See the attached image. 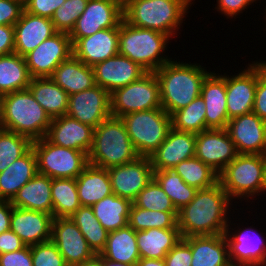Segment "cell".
Listing matches in <instances>:
<instances>
[{
    "mask_svg": "<svg viewBox=\"0 0 266 266\" xmlns=\"http://www.w3.org/2000/svg\"><path fill=\"white\" fill-rule=\"evenodd\" d=\"M230 202L233 200L219 182L210 188L197 190L194 199L178 211L181 237L224 234L230 221L227 217L231 211Z\"/></svg>",
    "mask_w": 266,
    "mask_h": 266,
    "instance_id": "obj_1",
    "label": "cell"
},
{
    "mask_svg": "<svg viewBox=\"0 0 266 266\" xmlns=\"http://www.w3.org/2000/svg\"><path fill=\"white\" fill-rule=\"evenodd\" d=\"M198 63H183L175 59L155 71L160 86L162 108L171 115L188 106L201 93V87L209 74Z\"/></svg>",
    "mask_w": 266,
    "mask_h": 266,
    "instance_id": "obj_2",
    "label": "cell"
},
{
    "mask_svg": "<svg viewBox=\"0 0 266 266\" xmlns=\"http://www.w3.org/2000/svg\"><path fill=\"white\" fill-rule=\"evenodd\" d=\"M52 118L35 100L29 89L0 97V127L29 138L46 136Z\"/></svg>",
    "mask_w": 266,
    "mask_h": 266,
    "instance_id": "obj_3",
    "label": "cell"
},
{
    "mask_svg": "<svg viewBox=\"0 0 266 266\" xmlns=\"http://www.w3.org/2000/svg\"><path fill=\"white\" fill-rule=\"evenodd\" d=\"M193 0H131L123 6V19L138 28L177 35Z\"/></svg>",
    "mask_w": 266,
    "mask_h": 266,
    "instance_id": "obj_4",
    "label": "cell"
},
{
    "mask_svg": "<svg viewBox=\"0 0 266 266\" xmlns=\"http://www.w3.org/2000/svg\"><path fill=\"white\" fill-rule=\"evenodd\" d=\"M138 157L121 117L111 115L94 128L89 164L108 169L133 162Z\"/></svg>",
    "mask_w": 266,
    "mask_h": 266,
    "instance_id": "obj_5",
    "label": "cell"
},
{
    "mask_svg": "<svg viewBox=\"0 0 266 266\" xmlns=\"http://www.w3.org/2000/svg\"><path fill=\"white\" fill-rule=\"evenodd\" d=\"M169 39L168 35L161 32L138 28L122 19L119 25L118 54L130 58L147 72H155L172 60L163 54Z\"/></svg>",
    "mask_w": 266,
    "mask_h": 266,
    "instance_id": "obj_6",
    "label": "cell"
},
{
    "mask_svg": "<svg viewBox=\"0 0 266 266\" xmlns=\"http://www.w3.org/2000/svg\"><path fill=\"white\" fill-rule=\"evenodd\" d=\"M218 182L232 200L238 198L248 201L253 196L262 195L266 191L263 156L238 154L219 173Z\"/></svg>",
    "mask_w": 266,
    "mask_h": 266,
    "instance_id": "obj_7",
    "label": "cell"
},
{
    "mask_svg": "<svg viewBox=\"0 0 266 266\" xmlns=\"http://www.w3.org/2000/svg\"><path fill=\"white\" fill-rule=\"evenodd\" d=\"M132 145L141 157H149L166 139L171 116L161 107L121 117Z\"/></svg>",
    "mask_w": 266,
    "mask_h": 266,
    "instance_id": "obj_8",
    "label": "cell"
},
{
    "mask_svg": "<svg viewBox=\"0 0 266 266\" xmlns=\"http://www.w3.org/2000/svg\"><path fill=\"white\" fill-rule=\"evenodd\" d=\"M32 148L37 158L38 173L52 179H76L89 164L87 153L54 145L45 137L32 141Z\"/></svg>",
    "mask_w": 266,
    "mask_h": 266,
    "instance_id": "obj_9",
    "label": "cell"
},
{
    "mask_svg": "<svg viewBox=\"0 0 266 266\" xmlns=\"http://www.w3.org/2000/svg\"><path fill=\"white\" fill-rule=\"evenodd\" d=\"M111 115L126 114L161 108L160 86L155 72H147L140 79L110 94Z\"/></svg>",
    "mask_w": 266,
    "mask_h": 266,
    "instance_id": "obj_10",
    "label": "cell"
},
{
    "mask_svg": "<svg viewBox=\"0 0 266 266\" xmlns=\"http://www.w3.org/2000/svg\"><path fill=\"white\" fill-rule=\"evenodd\" d=\"M73 55L68 33L56 32L24 56L32 78H50L54 70Z\"/></svg>",
    "mask_w": 266,
    "mask_h": 266,
    "instance_id": "obj_11",
    "label": "cell"
},
{
    "mask_svg": "<svg viewBox=\"0 0 266 266\" xmlns=\"http://www.w3.org/2000/svg\"><path fill=\"white\" fill-rule=\"evenodd\" d=\"M123 6L116 0H88L84 12L69 33L72 44L80 38L109 28H119Z\"/></svg>",
    "mask_w": 266,
    "mask_h": 266,
    "instance_id": "obj_12",
    "label": "cell"
},
{
    "mask_svg": "<svg viewBox=\"0 0 266 266\" xmlns=\"http://www.w3.org/2000/svg\"><path fill=\"white\" fill-rule=\"evenodd\" d=\"M107 170L112 192L132 202L154 178V169L149 157L139 156L133 162L114 166Z\"/></svg>",
    "mask_w": 266,
    "mask_h": 266,
    "instance_id": "obj_13",
    "label": "cell"
},
{
    "mask_svg": "<svg viewBox=\"0 0 266 266\" xmlns=\"http://www.w3.org/2000/svg\"><path fill=\"white\" fill-rule=\"evenodd\" d=\"M66 115L96 128L111 116L110 93L99 85H94L87 90L69 95Z\"/></svg>",
    "mask_w": 266,
    "mask_h": 266,
    "instance_id": "obj_14",
    "label": "cell"
},
{
    "mask_svg": "<svg viewBox=\"0 0 266 266\" xmlns=\"http://www.w3.org/2000/svg\"><path fill=\"white\" fill-rule=\"evenodd\" d=\"M238 155L227 129H208L196 134L195 157L219 174Z\"/></svg>",
    "mask_w": 266,
    "mask_h": 266,
    "instance_id": "obj_15",
    "label": "cell"
},
{
    "mask_svg": "<svg viewBox=\"0 0 266 266\" xmlns=\"http://www.w3.org/2000/svg\"><path fill=\"white\" fill-rule=\"evenodd\" d=\"M231 221L224 233L229 249V258L232 265L266 266V241L261 238L256 229L251 226L230 231ZM243 229V230H242ZM264 242V243H263Z\"/></svg>",
    "mask_w": 266,
    "mask_h": 266,
    "instance_id": "obj_16",
    "label": "cell"
},
{
    "mask_svg": "<svg viewBox=\"0 0 266 266\" xmlns=\"http://www.w3.org/2000/svg\"><path fill=\"white\" fill-rule=\"evenodd\" d=\"M51 241L67 266H77L95 255L78 226L69 218H54Z\"/></svg>",
    "mask_w": 266,
    "mask_h": 266,
    "instance_id": "obj_17",
    "label": "cell"
},
{
    "mask_svg": "<svg viewBox=\"0 0 266 266\" xmlns=\"http://www.w3.org/2000/svg\"><path fill=\"white\" fill-rule=\"evenodd\" d=\"M227 131L238 154H259L266 151V122L251 112L229 119Z\"/></svg>",
    "mask_w": 266,
    "mask_h": 266,
    "instance_id": "obj_18",
    "label": "cell"
},
{
    "mask_svg": "<svg viewBox=\"0 0 266 266\" xmlns=\"http://www.w3.org/2000/svg\"><path fill=\"white\" fill-rule=\"evenodd\" d=\"M257 86V64L252 61L237 75H226V98L228 118L249 114L254 107Z\"/></svg>",
    "mask_w": 266,
    "mask_h": 266,
    "instance_id": "obj_19",
    "label": "cell"
},
{
    "mask_svg": "<svg viewBox=\"0 0 266 266\" xmlns=\"http://www.w3.org/2000/svg\"><path fill=\"white\" fill-rule=\"evenodd\" d=\"M92 68L95 84L110 94L115 89L126 86L147 73L139 64L120 54L99 62Z\"/></svg>",
    "mask_w": 266,
    "mask_h": 266,
    "instance_id": "obj_20",
    "label": "cell"
},
{
    "mask_svg": "<svg viewBox=\"0 0 266 266\" xmlns=\"http://www.w3.org/2000/svg\"><path fill=\"white\" fill-rule=\"evenodd\" d=\"M196 134L170 128L166 139L149 158L154 171L174 168L195 156Z\"/></svg>",
    "mask_w": 266,
    "mask_h": 266,
    "instance_id": "obj_21",
    "label": "cell"
},
{
    "mask_svg": "<svg viewBox=\"0 0 266 266\" xmlns=\"http://www.w3.org/2000/svg\"><path fill=\"white\" fill-rule=\"evenodd\" d=\"M94 128L67 116L52 119L45 138L54 145L76 149L87 154L93 145Z\"/></svg>",
    "mask_w": 266,
    "mask_h": 266,
    "instance_id": "obj_22",
    "label": "cell"
},
{
    "mask_svg": "<svg viewBox=\"0 0 266 266\" xmlns=\"http://www.w3.org/2000/svg\"><path fill=\"white\" fill-rule=\"evenodd\" d=\"M53 215L43 211L17 208L13 206L10 229L26 246L51 240Z\"/></svg>",
    "mask_w": 266,
    "mask_h": 266,
    "instance_id": "obj_23",
    "label": "cell"
},
{
    "mask_svg": "<svg viewBox=\"0 0 266 266\" xmlns=\"http://www.w3.org/2000/svg\"><path fill=\"white\" fill-rule=\"evenodd\" d=\"M201 97L206 109V126L209 129H226L229 118L226 98V73L211 72L201 87Z\"/></svg>",
    "mask_w": 266,
    "mask_h": 266,
    "instance_id": "obj_24",
    "label": "cell"
},
{
    "mask_svg": "<svg viewBox=\"0 0 266 266\" xmlns=\"http://www.w3.org/2000/svg\"><path fill=\"white\" fill-rule=\"evenodd\" d=\"M119 28L97 31L91 36L77 39L73 44V56L87 66L95 64L118 54Z\"/></svg>",
    "mask_w": 266,
    "mask_h": 266,
    "instance_id": "obj_25",
    "label": "cell"
},
{
    "mask_svg": "<svg viewBox=\"0 0 266 266\" xmlns=\"http://www.w3.org/2000/svg\"><path fill=\"white\" fill-rule=\"evenodd\" d=\"M56 32L50 18L28 13L24 9L14 25V53L24 57Z\"/></svg>",
    "mask_w": 266,
    "mask_h": 266,
    "instance_id": "obj_26",
    "label": "cell"
},
{
    "mask_svg": "<svg viewBox=\"0 0 266 266\" xmlns=\"http://www.w3.org/2000/svg\"><path fill=\"white\" fill-rule=\"evenodd\" d=\"M191 248V266H231L224 234L183 238Z\"/></svg>",
    "mask_w": 266,
    "mask_h": 266,
    "instance_id": "obj_27",
    "label": "cell"
},
{
    "mask_svg": "<svg viewBox=\"0 0 266 266\" xmlns=\"http://www.w3.org/2000/svg\"><path fill=\"white\" fill-rule=\"evenodd\" d=\"M37 173V158L31 147L22 157L0 173V200L11 201Z\"/></svg>",
    "mask_w": 266,
    "mask_h": 266,
    "instance_id": "obj_28",
    "label": "cell"
},
{
    "mask_svg": "<svg viewBox=\"0 0 266 266\" xmlns=\"http://www.w3.org/2000/svg\"><path fill=\"white\" fill-rule=\"evenodd\" d=\"M51 184L52 178L37 173L10 202L17 208L43 211L53 215Z\"/></svg>",
    "mask_w": 266,
    "mask_h": 266,
    "instance_id": "obj_29",
    "label": "cell"
},
{
    "mask_svg": "<svg viewBox=\"0 0 266 266\" xmlns=\"http://www.w3.org/2000/svg\"><path fill=\"white\" fill-rule=\"evenodd\" d=\"M76 183L81 206L92 207L113 194L109 172L105 168L88 164L76 178Z\"/></svg>",
    "mask_w": 266,
    "mask_h": 266,
    "instance_id": "obj_30",
    "label": "cell"
},
{
    "mask_svg": "<svg viewBox=\"0 0 266 266\" xmlns=\"http://www.w3.org/2000/svg\"><path fill=\"white\" fill-rule=\"evenodd\" d=\"M50 78L69 95L96 85L93 68L73 55L68 60L63 61Z\"/></svg>",
    "mask_w": 266,
    "mask_h": 266,
    "instance_id": "obj_31",
    "label": "cell"
},
{
    "mask_svg": "<svg viewBox=\"0 0 266 266\" xmlns=\"http://www.w3.org/2000/svg\"><path fill=\"white\" fill-rule=\"evenodd\" d=\"M100 255L113 262L136 265L140 260L136 231L127 225L124 228L109 232L105 247Z\"/></svg>",
    "mask_w": 266,
    "mask_h": 266,
    "instance_id": "obj_32",
    "label": "cell"
},
{
    "mask_svg": "<svg viewBox=\"0 0 266 266\" xmlns=\"http://www.w3.org/2000/svg\"><path fill=\"white\" fill-rule=\"evenodd\" d=\"M136 238L140 258L164 259L182 237L179 229L151 228L137 231Z\"/></svg>",
    "mask_w": 266,
    "mask_h": 266,
    "instance_id": "obj_33",
    "label": "cell"
},
{
    "mask_svg": "<svg viewBox=\"0 0 266 266\" xmlns=\"http://www.w3.org/2000/svg\"><path fill=\"white\" fill-rule=\"evenodd\" d=\"M28 89L52 119L66 115L69 94L51 78H31Z\"/></svg>",
    "mask_w": 266,
    "mask_h": 266,
    "instance_id": "obj_34",
    "label": "cell"
},
{
    "mask_svg": "<svg viewBox=\"0 0 266 266\" xmlns=\"http://www.w3.org/2000/svg\"><path fill=\"white\" fill-rule=\"evenodd\" d=\"M131 206V200L113 193L95 203L92 209L101 225L111 232L128 225Z\"/></svg>",
    "mask_w": 266,
    "mask_h": 266,
    "instance_id": "obj_35",
    "label": "cell"
},
{
    "mask_svg": "<svg viewBox=\"0 0 266 266\" xmlns=\"http://www.w3.org/2000/svg\"><path fill=\"white\" fill-rule=\"evenodd\" d=\"M31 78L23 56L16 53L0 56V97L28 89Z\"/></svg>",
    "mask_w": 266,
    "mask_h": 266,
    "instance_id": "obj_36",
    "label": "cell"
},
{
    "mask_svg": "<svg viewBox=\"0 0 266 266\" xmlns=\"http://www.w3.org/2000/svg\"><path fill=\"white\" fill-rule=\"evenodd\" d=\"M51 197L54 218H69L81 207L76 179H52Z\"/></svg>",
    "mask_w": 266,
    "mask_h": 266,
    "instance_id": "obj_37",
    "label": "cell"
},
{
    "mask_svg": "<svg viewBox=\"0 0 266 266\" xmlns=\"http://www.w3.org/2000/svg\"><path fill=\"white\" fill-rule=\"evenodd\" d=\"M70 219L78 226L93 252L100 254L105 247L109 232L95 217L92 207L81 206Z\"/></svg>",
    "mask_w": 266,
    "mask_h": 266,
    "instance_id": "obj_38",
    "label": "cell"
},
{
    "mask_svg": "<svg viewBox=\"0 0 266 266\" xmlns=\"http://www.w3.org/2000/svg\"><path fill=\"white\" fill-rule=\"evenodd\" d=\"M154 179L178 211L194 199L197 189L187 185L174 168L154 171Z\"/></svg>",
    "mask_w": 266,
    "mask_h": 266,
    "instance_id": "obj_39",
    "label": "cell"
},
{
    "mask_svg": "<svg viewBox=\"0 0 266 266\" xmlns=\"http://www.w3.org/2000/svg\"><path fill=\"white\" fill-rule=\"evenodd\" d=\"M128 225L136 232L151 228L179 229L178 212L145 210L132 204Z\"/></svg>",
    "mask_w": 266,
    "mask_h": 266,
    "instance_id": "obj_40",
    "label": "cell"
},
{
    "mask_svg": "<svg viewBox=\"0 0 266 266\" xmlns=\"http://www.w3.org/2000/svg\"><path fill=\"white\" fill-rule=\"evenodd\" d=\"M206 109L203 98L199 95L188 106L183 107L171 116V127L185 132L200 133L208 130L206 126Z\"/></svg>",
    "mask_w": 266,
    "mask_h": 266,
    "instance_id": "obj_41",
    "label": "cell"
},
{
    "mask_svg": "<svg viewBox=\"0 0 266 266\" xmlns=\"http://www.w3.org/2000/svg\"><path fill=\"white\" fill-rule=\"evenodd\" d=\"M174 169L187 185L197 190L207 189L218 183L219 174L195 156L180 162Z\"/></svg>",
    "mask_w": 266,
    "mask_h": 266,
    "instance_id": "obj_42",
    "label": "cell"
},
{
    "mask_svg": "<svg viewBox=\"0 0 266 266\" xmlns=\"http://www.w3.org/2000/svg\"><path fill=\"white\" fill-rule=\"evenodd\" d=\"M32 147V141L0 127V173Z\"/></svg>",
    "mask_w": 266,
    "mask_h": 266,
    "instance_id": "obj_43",
    "label": "cell"
},
{
    "mask_svg": "<svg viewBox=\"0 0 266 266\" xmlns=\"http://www.w3.org/2000/svg\"><path fill=\"white\" fill-rule=\"evenodd\" d=\"M132 204L145 210L178 212L161 186L153 180L136 196Z\"/></svg>",
    "mask_w": 266,
    "mask_h": 266,
    "instance_id": "obj_44",
    "label": "cell"
},
{
    "mask_svg": "<svg viewBox=\"0 0 266 266\" xmlns=\"http://www.w3.org/2000/svg\"><path fill=\"white\" fill-rule=\"evenodd\" d=\"M87 2L88 0H66L51 17L55 30L69 34L84 12Z\"/></svg>",
    "mask_w": 266,
    "mask_h": 266,
    "instance_id": "obj_45",
    "label": "cell"
},
{
    "mask_svg": "<svg viewBox=\"0 0 266 266\" xmlns=\"http://www.w3.org/2000/svg\"><path fill=\"white\" fill-rule=\"evenodd\" d=\"M33 266H67L58 247L50 240L31 246Z\"/></svg>",
    "mask_w": 266,
    "mask_h": 266,
    "instance_id": "obj_46",
    "label": "cell"
},
{
    "mask_svg": "<svg viewBox=\"0 0 266 266\" xmlns=\"http://www.w3.org/2000/svg\"><path fill=\"white\" fill-rule=\"evenodd\" d=\"M192 253L190 245L181 238L164 258L166 266H191Z\"/></svg>",
    "mask_w": 266,
    "mask_h": 266,
    "instance_id": "obj_47",
    "label": "cell"
},
{
    "mask_svg": "<svg viewBox=\"0 0 266 266\" xmlns=\"http://www.w3.org/2000/svg\"><path fill=\"white\" fill-rule=\"evenodd\" d=\"M24 9V0H0V25L14 26Z\"/></svg>",
    "mask_w": 266,
    "mask_h": 266,
    "instance_id": "obj_48",
    "label": "cell"
},
{
    "mask_svg": "<svg viewBox=\"0 0 266 266\" xmlns=\"http://www.w3.org/2000/svg\"><path fill=\"white\" fill-rule=\"evenodd\" d=\"M66 0H24V8L28 13L50 18L58 7Z\"/></svg>",
    "mask_w": 266,
    "mask_h": 266,
    "instance_id": "obj_49",
    "label": "cell"
},
{
    "mask_svg": "<svg viewBox=\"0 0 266 266\" xmlns=\"http://www.w3.org/2000/svg\"><path fill=\"white\" fill-rule=\"evenodd\" d=\"M253 113L266 122V76L257 65V86L254 98Z\"/></svg>",
    "mask_w": 266,
    "mask_h": 266,
    "instance_id": "obj_50",
    "label": "cell"
},
{
    "mask_svg": "<svg viewBox=\"0 0 266 266\" xmlns=\"http://www.w3.org/2000/svg\"><path fill=\"white\" fill-rule=\"evenodd\" d=\"M0 266H33L31 246L0 254Z\"/></svg>",
    "mask_w": 266,
    "mask_h": 266,
    "instance_id": "obj_51",
    "label": "cell"
},
{
    "mask_svg": "<svg viewBox=\"0 0 266 266\" xmlns=\"http://www.w3.org/2000/svg\"><path fill=\"white\" fill-rule=\"evenodd\" d=\"M218 12L227 16V18H235L240 13H243L245 9L249 8L248 6L257 0H216ZM259 1V0H258Z\"/></svg>",
    "mask_w": 266,
    "mask_h": 266,
    "instance_id": "obj_52",
    "label": "cell"
},
{
    "mask_svg": "<svg viewBox=\"0 0 266 266\" xmlns=\"http://www.w3.org/2000/svg\"><path fill=\"white\" fill-rule=\"evenodd\" d=\"M24 247L25 243L11 229L0 234V254L21 250Z\"/></svg>",
    "mask_w": 266,
    "mask_h": 266,
    "instance_id": "obj_53",
    "label": "cell"
},
{
    "mask_svg": "<svg viewBox=\"0 0 266 266\" xmlns=\"http://www.w3.org/2000/svg\"><path fill=\"white\" fill-rule=\"evenodd\" d=\"M14 53V26L0 25V56Z\"/></svg>",
    "mask_w": 266,
    "mask_h": 266,
    "instance_id": "obj_54",
    "label": "cell"
},
{
    "mask_svg": "<svg viewBox=\"0 0 266 266\" xmlns=\"http://www.w3.org/2000/svg\"><path fill=\"white\" fill-rule=\"evenodd\" d=\"M12 209L10 201L0 200V234L10 230Z\"/></svg>",
    "mask_w": 266,
    "mask_h": 266,
    "instance_id": "obj_55",
    "label": "cell"
},
{
    "mask_svg": "<svg viewBox=\"0 0 266 266\" xmlns=\"http://www.w3.org/2000/svg\"><path fill=\"white\" fill-rule=\"evenodd\" d=\"M136 266H166L164 259L140 258Z\"/></svg>",
    "mask_w": 266,
    "mask_h": 266,
    "instance_id": "obj_56",
    "label": "cell"
},
{
    "mask_svg": "<svg viewBox=\"0 0 266 266\" xmlns=\"http://www.w3.org/2000/svg\"><path fill=\"white\" fill-rule=\"evenodd\" d=\"M77 266H103V256L100 254H95L88 260H85L83 263Z\"/></svg>",
    "mask_w": 266,
    "mask_h": 266,
    "instance_id": "obj_57",
    "label": "cell"
},
{
    "mask_svg": "<svg viewBox=\"0 0 266 266\" xmlns=\"http://www.w3.org/2000/svg\"><path fill=\"white\" fill-rule=\"evenodd\" d=\"M103 266H136V265H128L120 262H113L103 257Z\"/></svg>",
    "mask_w": 266,
    "mask_h": 266,
    "instance_id": "obj_58",
    "label": "cell"
},
{
    "mask_svg": "<svg viewBox=\"0 0 266 266\" xmlns=\"http://www.w3.org/2000/svg\"><path fill=\"white\" fill-rule=\"evenodd\" d=\"M257 65H258V67L261 69V72L266 76V61H256L255 62Z\"/></svg>",
    "mask_w": 266,
    "mask_h": 266,
    "instance_id": "obj_59",
    "label": "cell"
},
{
    "mask_svg": "<svg viewBox=\"0 0 266 266\" xmlns=\"http://www.w3.org/2000/svg\"><path fill=\"white\" fill-rule=\"evenodd\" d=\"M264 159L265 181H266V151L262 154Z\"/></svg>",
    "mask_w": 266,
    "mask_h": 266,
    "instance_id": "obj_60",
    "label": "cell"
},
{
    "mask_svg": "<svg viewBox=\"0 0 266 266\" xmlns=\"http://www.w3.org/2000/svg\"><path fill=\"white\" fill-rule=\"evenodd\" d=\"M116 1H118L122 6H124L131 0H116Z\"/></svg>",
    "mask_w": 266,
    "mask_h": 266,
    "instance_id": "obj_61",
    "label": "cell"
}]
</instances>
